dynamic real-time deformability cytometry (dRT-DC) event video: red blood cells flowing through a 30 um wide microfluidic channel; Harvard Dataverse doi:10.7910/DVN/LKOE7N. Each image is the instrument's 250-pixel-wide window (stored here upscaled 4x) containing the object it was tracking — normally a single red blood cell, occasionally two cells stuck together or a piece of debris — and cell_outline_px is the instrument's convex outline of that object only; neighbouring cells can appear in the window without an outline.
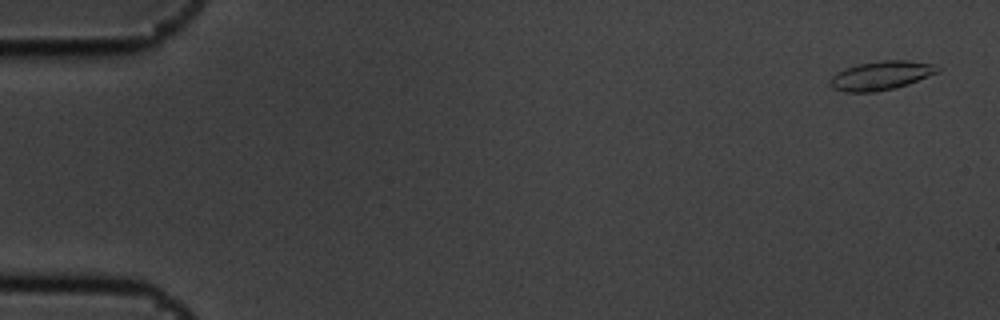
{"species": "common noctule bat (a hibernating species)", "species_latin": "Nyctalus noctula", "temperature_condition": "cold", "stored_images_in_passage": 6, "camera_frame_rate_fps": 3000, "um_per_image_px": 0.085, "animal": {"sex": "male", "body_mass_g": 19.5, "forearm_length_mm": 54.6}, "frame": {"image": 1, "passage_image": 1, "time_ms": 0.0, "image_size_px": [1000, 320], "cell_outline_px": [[940, 68], [936, 72], [928, 76], [908, 84], [896, 88], [876, 92], [844, 92], [832, 88], [828, 84], [832, 76], [844, 68], [860, 64], [880, 60], [904, 60], [932, 64]], "centroid_in_image_um": [74.83, 6.43], "position_along_channel_um": 10.2, "area_um2": 17.98}}
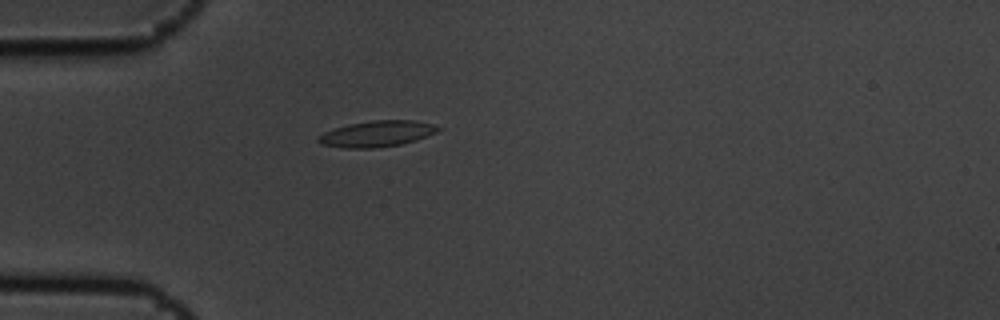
{"frame": {"image": 2, "passage_image": 5, "time_ms": 1.333, "image_size_px": [1000, 320], "cell_outline_px": [[440, 128], [436, 132], [416, 140], [400, 144], [376, 148], [344, 148], [320, 144], [316, 140], [316, 136], [324, 132], [348, 124], [372, 120], [416, 120], [432, 124]], "centroid_in_image_um": [31.99, 11.37], "position_along_channel_um": 53.0, "area_um2": 18.15}}